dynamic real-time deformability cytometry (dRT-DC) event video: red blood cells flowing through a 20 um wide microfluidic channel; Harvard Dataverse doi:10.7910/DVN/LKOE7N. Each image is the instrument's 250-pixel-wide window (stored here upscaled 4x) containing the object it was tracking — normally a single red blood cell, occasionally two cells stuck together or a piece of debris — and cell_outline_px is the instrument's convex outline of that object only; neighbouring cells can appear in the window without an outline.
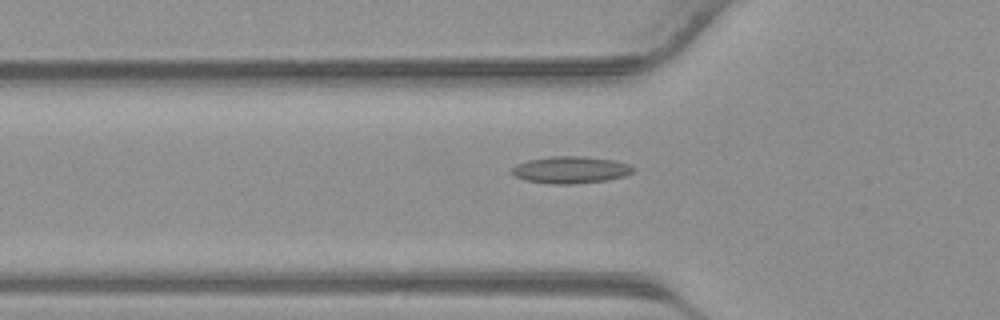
{"species": "common noctule bat (a hibernating species)", "species_latin": "Nyctalus noctula", "temperature_condition": "warm", "stored_images_in_passage": 38, "camera_frame_rate_fps": 3000, "um_per_image_px": 0.085, "animal": {"sex": "male", "body_mass_g": 23.1, "forearm_length_mm": 52.7}, "frame": {"image": 1, "passage_image": 11, "time_ms": 3.333, "image_size_px": [1000, 320], "cell_outline_px": [[636, 168], [632, 172], [624, 176], [608, 180], [576, 184], [548, 184], [524, 180], [516, 176], [512, 172], [512, 168], [516, 164], [528, 160], [552, 156], [584, 156], [612, 160], [628, 164]], "centroid_in_image_um": [48.5, 14.44], "position_along_channel_um": 77.3, "area_um2": 19.13}}
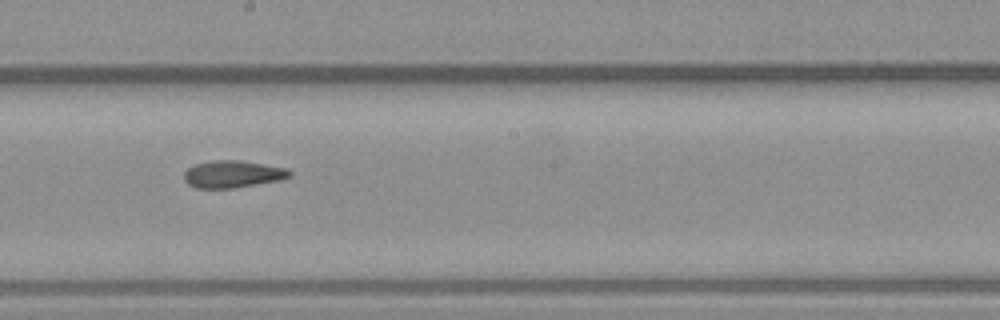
{"frame": {"image": 2, "passage_image": 20, "time_ms": 6.333, "image_size_px": [1000, 320], "cell_outline_px": [[292, 176], [280, 180], [232, 188], [196, 188], [188, 184], [184, 180], [184, 172], [192, 164], [212, 160], [240, 160], [288, 168], [292, 172]], "centroid_in_image_um": [19.77, 14.79], "position_along_channel_um": 228.4, "area_um2": 16.88}}
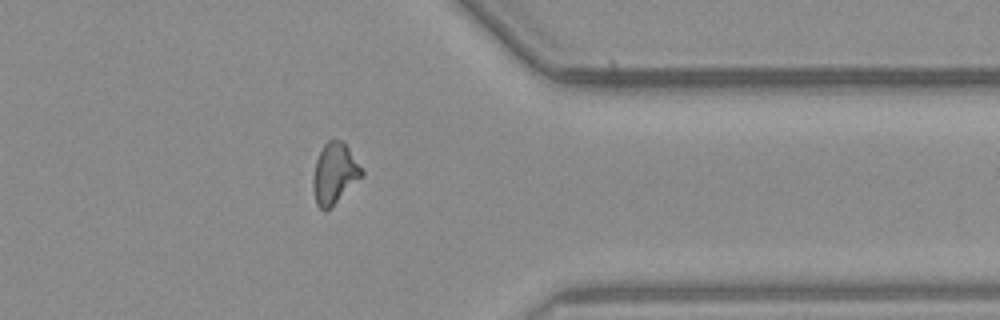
{"frame": {"image": 3, "passage_image": 30, "time_ms": 9.667, "image_size_px": [1000, 320], "cell_outline_px": [[364, 176], [324, 212], [316, 204], [312, 184], [312, 180], [316, 160], [324, 144], [328, 140], [340, 140], [348, 148], [364, 172]], "centroid_in_image_um": [28.42, 14.75], "position_along_channel_um": 383.0, "area_um2": 16.94}}